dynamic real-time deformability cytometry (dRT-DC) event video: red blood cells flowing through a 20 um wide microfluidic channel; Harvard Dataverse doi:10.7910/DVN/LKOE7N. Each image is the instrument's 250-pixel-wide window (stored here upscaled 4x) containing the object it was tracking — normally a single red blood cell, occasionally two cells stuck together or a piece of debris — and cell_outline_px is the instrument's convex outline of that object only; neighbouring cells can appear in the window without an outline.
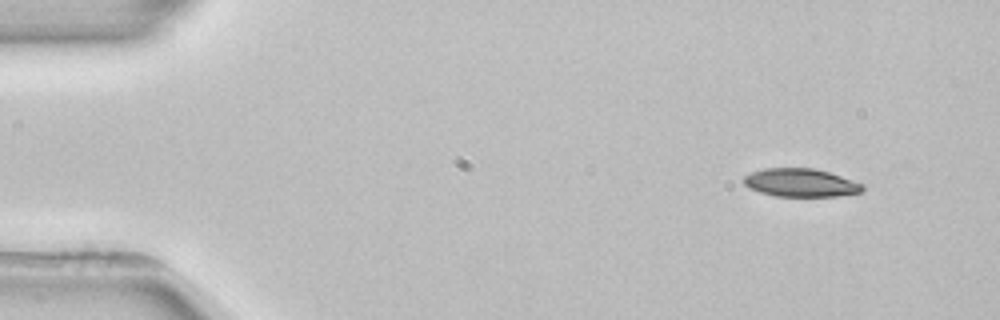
{"species": "common noctule bat (a hibernating species)", "species_latin": "Nyctalus noctula", "temperature_condition": "room temperature", "stored_images_in_passage": 4, "camera_frame_rate_fps": 3000, "um_per_image_px": 0.085, "animal": {"sex": "female", "body_mass_g": 22.7, "forearm_length_mm": 54.2}, "frame": {"image": 1, "passage_image": 1, "time_ms": 0.0, "image_size_px": [1000, 320], "cell_outline_px": [[864, 188], [860, 192], [836, 196], [776, 196], [760, 192], [748, 188], [744, 184], [744, 176], [752, 172], [764, 168], [816, 168], [864, 184]], "centroid_in_image_um": [68.04, 15.52], "position_along_channel_um": 17.0, "area_um2": 19.42}}
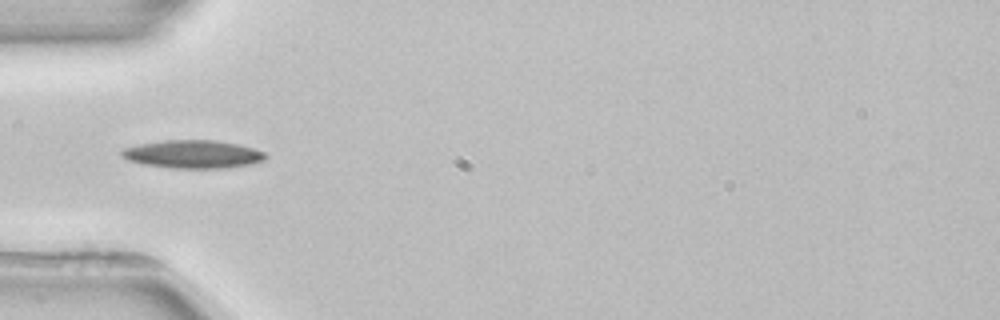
{"frame": {"image": 2, "passage_image": 4, "time_ms": 4.0, "image_size_px": [1000, 320], "cell_outline_px": [[268, 156], [264, 160], [252, 164], [228, 168], [172, 168], [144, 164], [128, 160], [120, 156], [120, 152], [124, 148], [140, 144], [164, 140], [216, 140], [236, 144], [252, 148], [264, 152]], "centroid_in_image_um": [16.4, 13.11], "position_along_channel_um": 68.6, "area_um2": 23.52}}